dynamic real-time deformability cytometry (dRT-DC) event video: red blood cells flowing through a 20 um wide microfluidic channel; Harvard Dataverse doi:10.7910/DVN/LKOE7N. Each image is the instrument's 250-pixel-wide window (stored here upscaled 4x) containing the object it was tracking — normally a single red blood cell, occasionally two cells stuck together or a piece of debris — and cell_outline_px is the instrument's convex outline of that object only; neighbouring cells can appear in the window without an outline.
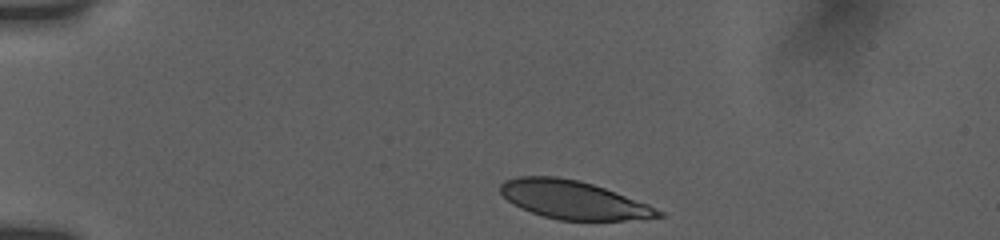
{"species": "human", "species_latin": "Homo sapiens", "temperature_condition": "room temperature", "stored_images_in_passage": 3, "camera_frame_rate_fps": 3000, "um_per_image_px": 0.085, "donor": {"sex": "female"}, "frame": {"image": 1, "passage_image": 1, "time_ms": 0.0, "image_size_px": [1000, 240], "cell_outline_px": [[664, 216], [644, 220], [560, 220], [544, 216], [520, 208], [512, 204], [500, 192], [500, 184], [504, 180], [520, 176], [556, 176], [580, 180], [604, 188], [648, 204], [664, 212]], "centroid_in_image_um": [48.75, 16.99], "position_along_channel_um": 36.2, "area_um2": 35.32}}